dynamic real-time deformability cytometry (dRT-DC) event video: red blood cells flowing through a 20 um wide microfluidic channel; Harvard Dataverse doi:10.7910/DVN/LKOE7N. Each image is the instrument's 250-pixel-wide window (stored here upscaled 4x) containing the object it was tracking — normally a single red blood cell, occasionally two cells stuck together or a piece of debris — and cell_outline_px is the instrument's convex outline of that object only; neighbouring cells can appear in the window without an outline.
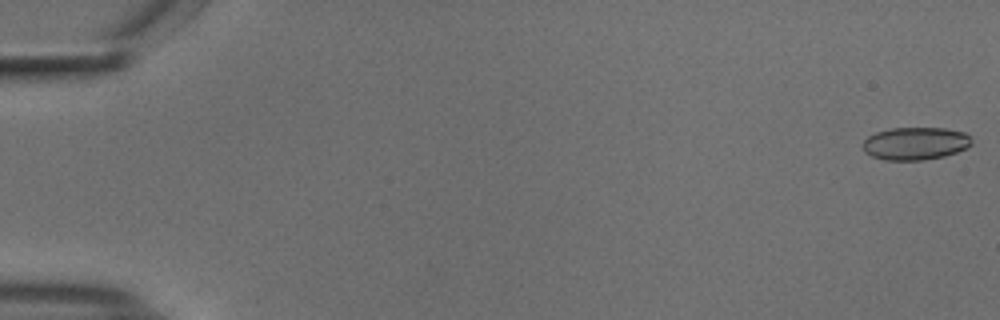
{"species": "common noctule bat (a hibernating species)", "species_latin": "Nyctalus noctula", "temperature_condition": "cold", "stored_images_in_passage": 9, "camera_frame_rate_fps": 3000, "um_per_image_px": 0.085, "animal": {"sex": "male", "body_mass_g": 18.8}, "frame": {"image": 1, "passage_image": 1, "time_ms": 0.0, "image_size_px": [1000, 320], "cell_outline_px": [[972, 144], [956, 152], [944, 156], [924, 160], [884, 160], [872, 156], [864, 152], [864, 140], [868, 136], [876, 132], [892, 128], [944, 128], [964, 132], [972, 140]], "centroid_in_image_um": [77.79, 12.2], "position_along_channel_um": 7.2, "area_um2": 20.63}}